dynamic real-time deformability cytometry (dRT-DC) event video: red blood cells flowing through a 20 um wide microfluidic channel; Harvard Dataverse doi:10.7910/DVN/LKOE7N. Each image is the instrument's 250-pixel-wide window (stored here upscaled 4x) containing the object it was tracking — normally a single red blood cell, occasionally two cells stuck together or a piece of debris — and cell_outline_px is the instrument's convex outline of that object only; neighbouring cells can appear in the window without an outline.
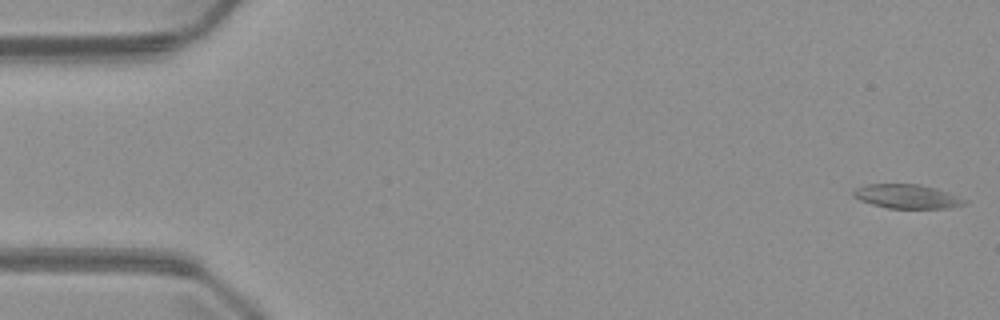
{"species": "common noctule bat (a hibernating species)", "species_latin": "Nyctalus noctula", "temperature_condition": "warm", "stored_images_in_passage": 5, "camera_frame_rate_fps": 3000, "um_per_image_px": 0.085, "animal": {"sex": "male", "body_mass_g": 23.1, "forearm_length_mm": 52.7}, "frame": {"image": 1, "passage_image": 1, "time_ms": 0.0, "image_size_px": [1000, 320], "cell_outline_px": [[968, 200], [964, 204], [948, 208], [888, 208], [872, 204], [860, 200], [852, 196], [852, 192], [856, 188], [868, 184], [920, 184], [936, 188]], "centroid_in_image_um": [77.08, 16.69], "position_along_channel_um": 7.9, "area_um2": 15.49}}
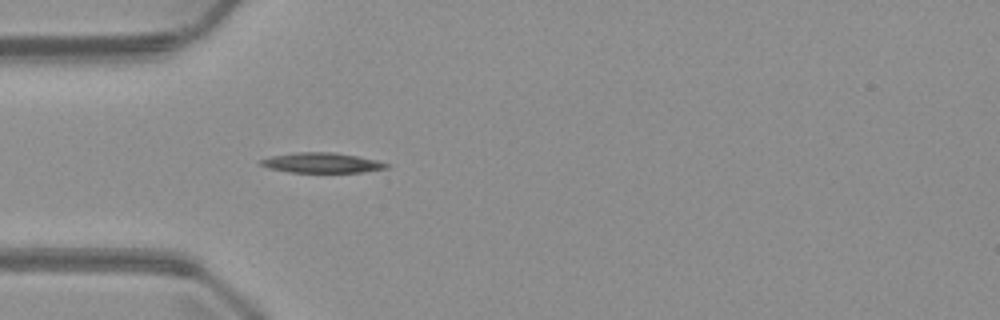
{"frame": {"image": 2, "passage_image": 5, "time_ms": 4.667, "image_size_px": [1000, 320], "cell_outline_px": [[388, 168], [364, 172], [288, 172], [268, 168], [260, 164], [260, 160], [272, 156], [296, 152], [332, 152], [356, 156], [376, 160], [388, 164]], "centroid_in_image_um": [27.34, 13.84], "position_along_channel_um": 57.7, "area_um2": 14.57}}